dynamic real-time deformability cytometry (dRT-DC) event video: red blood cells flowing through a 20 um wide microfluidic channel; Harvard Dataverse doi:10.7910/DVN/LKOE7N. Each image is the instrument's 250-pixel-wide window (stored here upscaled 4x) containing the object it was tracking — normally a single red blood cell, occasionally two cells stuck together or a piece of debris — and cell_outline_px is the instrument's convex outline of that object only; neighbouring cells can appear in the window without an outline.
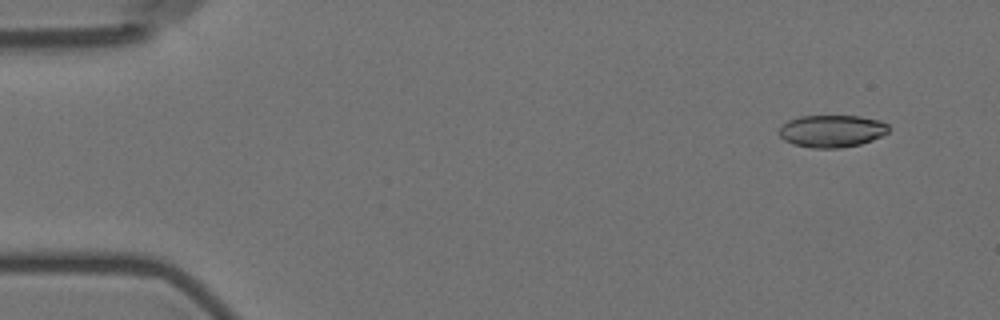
{"species": "Egyptian fruit bat (a non-hibernating species)", "species_latin": "Rousettus aegyptiacus", "temperature_condition": "room temperature", "stored_images_in_passage": 4, "camera_frame_rate_fps": 3000, "um_per_image_px": 0.085, "animal": {"sex": "female"}, "frame": {"image": 1, "passage_image": 2, "time_ms": 1.333, "image_size_px": [1000, 320], "cell_outline_px": [[888, 132], [872, 140], [860, 144], [840, 148], [812, 148], [792, 144], [784, 140], [780, 136], [780, 128], [788, 120], [800, 116], [860, 116], [880, 120], [888, 124]], "centroid_in_image_um": [70.71, 11.14], "position_along_channel_um": 14.3, "area_um2": 20.58}}